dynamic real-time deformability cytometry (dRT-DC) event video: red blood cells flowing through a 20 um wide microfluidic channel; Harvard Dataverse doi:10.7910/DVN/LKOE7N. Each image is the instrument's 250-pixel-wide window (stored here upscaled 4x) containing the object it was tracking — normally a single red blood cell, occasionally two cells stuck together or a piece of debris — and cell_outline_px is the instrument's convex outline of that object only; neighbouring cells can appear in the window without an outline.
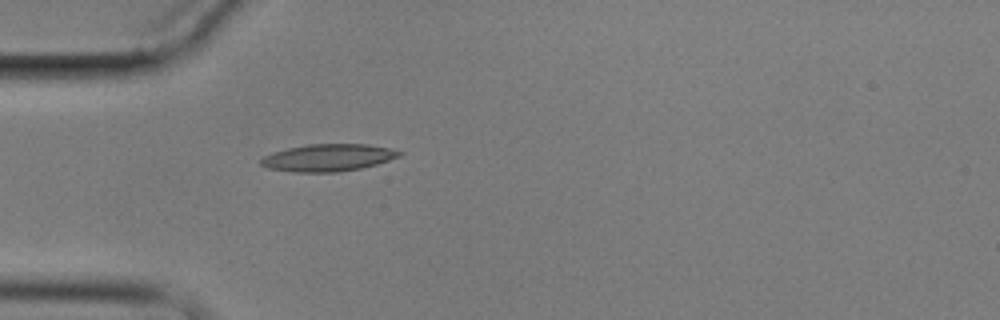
{"species": "common noctule bat (a hibernating species)", "species_latin": "Nyctalus noctula", "temperature_condition": "cold", "stored_images_in_passage": 5, "camera_frame_rate_fps": 3000, "um_per_image_px": 0.085, "animal": {"sex": "male", "body_mass_g": 17.9}, "frame": {"image": 1, "passage_image": 5, "time_ms": 4.667, "image_size_px": [1000, 320], "cell_outline_px": [[404, 152], [400, 156], [376, 164], [360, 168], [336, 172], [296, 172], [268, 168], [260, 164], [260, 160], [264, 156], [272, 152], [288, 148], [308, 144], [368, 144], [388, 148]], "centroid_in_image_um": [27.87, 13.39], "position_along_channel_um": 57.1, "area_um2": 21.79}}